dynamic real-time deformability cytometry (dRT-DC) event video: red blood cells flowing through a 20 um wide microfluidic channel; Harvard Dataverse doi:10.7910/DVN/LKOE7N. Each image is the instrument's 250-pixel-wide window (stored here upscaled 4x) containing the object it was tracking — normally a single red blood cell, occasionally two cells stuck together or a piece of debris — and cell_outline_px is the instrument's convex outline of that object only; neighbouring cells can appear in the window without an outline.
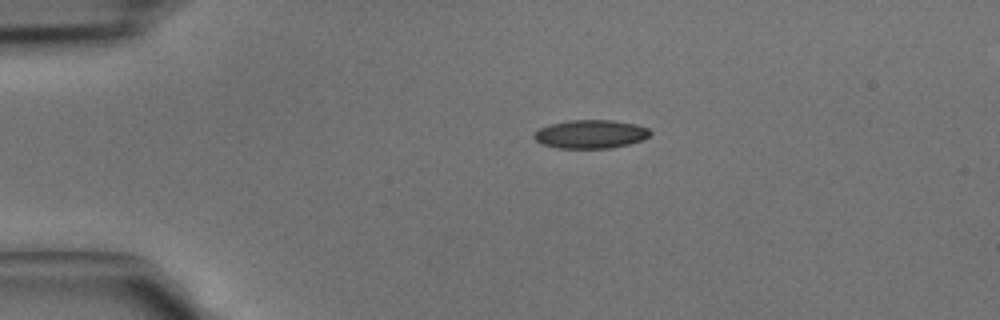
{"species": "common noctule bat (a hibernating species)", "species_latin": "Nyctalus noctula", "temperature_condition": "cold", "stored_images_in_passage": 35, "camera_frame_rate_fps": 3000, "um_per_image_px": 0.085, "animal": {"sex": "male", "body_mass_g": 15.6}, "frame": {"image": 1, "passage_image": 1, "time_ms": 0.0, "image_size_px": [1000, 320], "cell_outline_px": [[652, 132], [648, 136], [640, 140], [628, 144], [612, 148], [556, 148], [540, 144], [532, 136], [540, 128], [552, 124], [568, 120], [612, 120], [636, 124], [648, 128]], "centroid_in_image_um": [50.19, 11.4], "position_along_channel_um": 34.8, "area_um2": 19.25}}
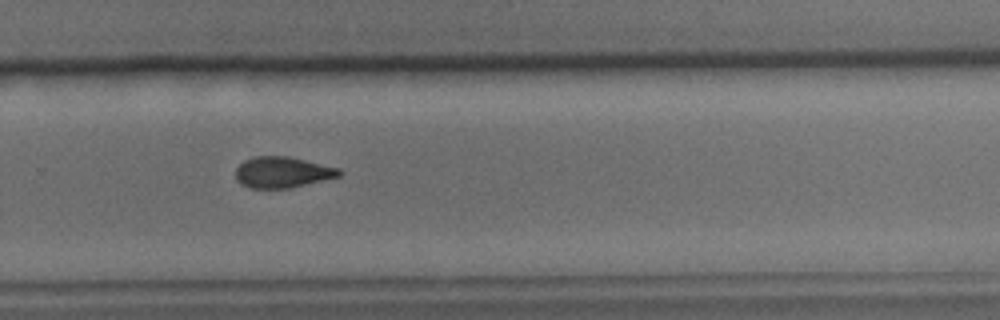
{"frame": {"image": 2, "passage_image": 21, "time_ms": 6.667, "image_size_px": [1000, 320], "cell_outline_px": [[344, 172], [340, 176], [288, 188], [252, 188], [240, 184], [236, 180], [236, 168], [244, 160], [252, 156], [288, 156], [340, 168]], "centroid_in_image_um": [24.0, 14.63], "position_along_channel_um": 305.8, "area_um2": 18.73}}
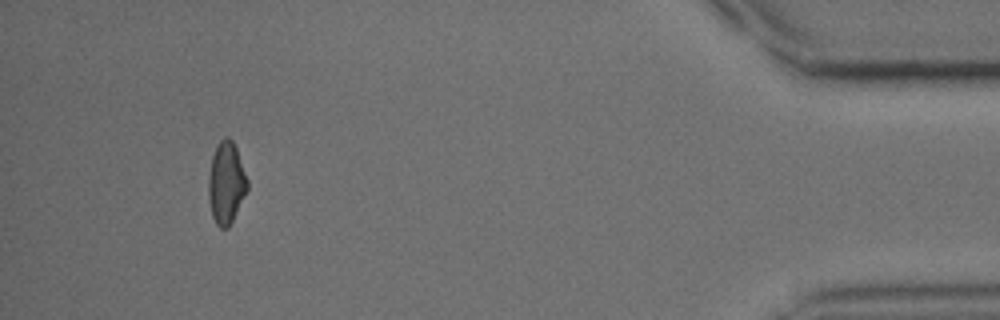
{"frame": {"image": 3, "passage_image": 32, "time_ms": 10.333, "image_size_px": [1000, 320], "cell_outline_px": [[248, 188], [228, 228], [220, 228], [216, 224], [212, 216], [208, 196], [208, 176], [212, 156], [216, 144], [224, 136], [228, 136], [232, 140], [236, 148], [248, 180]], "centroid_in_image_um": [19.21, 15.52], "position_along_channel_um": 416.0, "area_um2": 18.55}}